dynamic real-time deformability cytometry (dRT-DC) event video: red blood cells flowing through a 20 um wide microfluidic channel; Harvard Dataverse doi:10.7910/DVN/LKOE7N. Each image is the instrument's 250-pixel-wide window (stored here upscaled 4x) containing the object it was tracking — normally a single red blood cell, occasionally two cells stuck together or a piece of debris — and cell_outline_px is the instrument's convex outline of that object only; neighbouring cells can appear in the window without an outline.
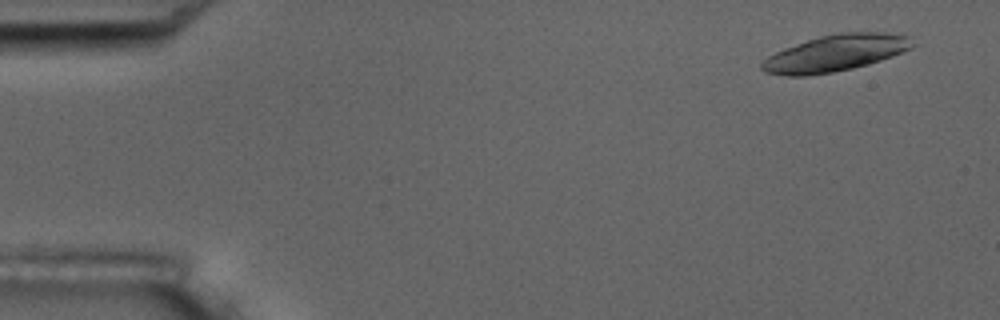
{"species": "common noctule bat (a hibernating species)", "species_latin": "Nyctalus noctula", "temperature_condition": "room temperature", "stored_images_in_passage": 4, "camera_frame_rate_fps": 3000, "um_per_image_px": 0.085, "animal": {"sex": "male", "body_mass_g": 17.5, "forearm_length_mm": 52.3}, "frame": {"image": 1, "passage_image": 1, "time_ms": 0.0, "image_size_px": [1000, 320], "cell_outline_px": [[912, 48], [892, 56], [868, 64], [852, 68], [832, 72], [808, 76], [784, 76], [764, 72], [760, 68], [760, 64], [768, 56], [784, 48], [820, 36], [836, 32], [900, 32], [912, 36]], "centroid_in_image_um": [71.03, 4.5], "position_along_channel_um": 14.0, "area_um2": 32.31}}